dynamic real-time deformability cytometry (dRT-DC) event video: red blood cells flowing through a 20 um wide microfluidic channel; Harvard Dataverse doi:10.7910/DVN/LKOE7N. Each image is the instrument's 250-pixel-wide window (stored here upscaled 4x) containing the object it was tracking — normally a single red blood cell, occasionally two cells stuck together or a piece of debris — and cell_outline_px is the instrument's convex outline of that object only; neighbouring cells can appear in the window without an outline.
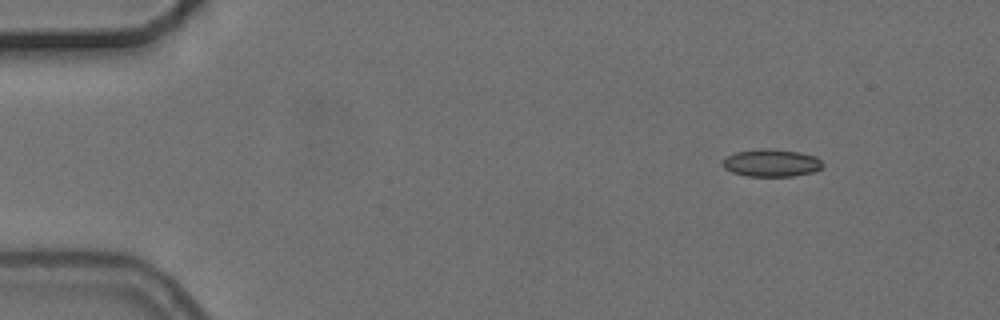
{"species": "common noctule bat (a hibernating species)", "species_latin": "Nyctalus noctula", "temperature_condition": "cold", "stored_images_in_passage": 4, "camera_frame_rate_fps": 3000, "um_per_image_px": 0.085, "animal": {"sex": "female", "body_mass_g": 24.6, "forearm_length_mm": 56.2}, "frame": {"image": 1, "passage_image": 1, "time_ms": 0.0, "image_size_px": [1000, 320], "cell_outline_px": [[824, 164], [820, 168], [812, 172], [792, 176], [744, 176], [732, 172], [724, 168], [724, 160], [728, 156], [736, 152], [760, 148], [768, 148], [800, 152], [816, 156]], "centroid_in_image_um": [65.58, 13.84], "position_along_channel_um": 19.4, "area_um2": 15.95}}
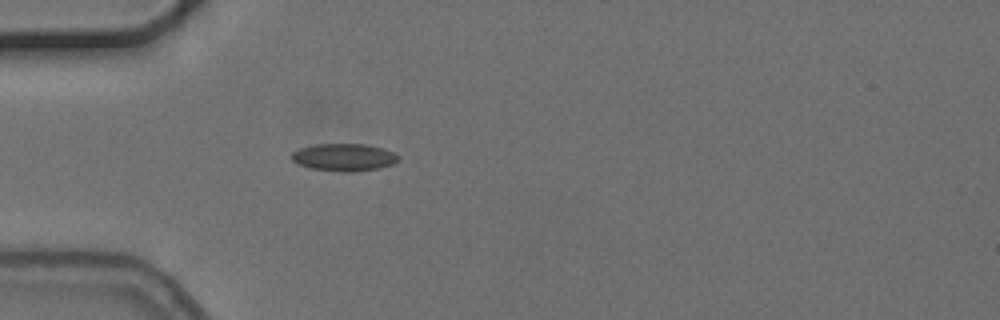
{"frame": {"image": 2, "passage_image": 4, "time_ms": 3.333, "image_size_px": [1000, 320], "cell_outline_px": [[400, 160], [392, 164], [380, 168], [352, 172], [344, 172], [312, 168], [300, 164], [292, 160], [292, 152], [300, 148], [316, 144], [364, 144], [384, 148], [400, 156]], "centroid_in_image_um": [29.28, 13.36], "position_along_channel_um": 55.7, "area_um2": 16.99}}